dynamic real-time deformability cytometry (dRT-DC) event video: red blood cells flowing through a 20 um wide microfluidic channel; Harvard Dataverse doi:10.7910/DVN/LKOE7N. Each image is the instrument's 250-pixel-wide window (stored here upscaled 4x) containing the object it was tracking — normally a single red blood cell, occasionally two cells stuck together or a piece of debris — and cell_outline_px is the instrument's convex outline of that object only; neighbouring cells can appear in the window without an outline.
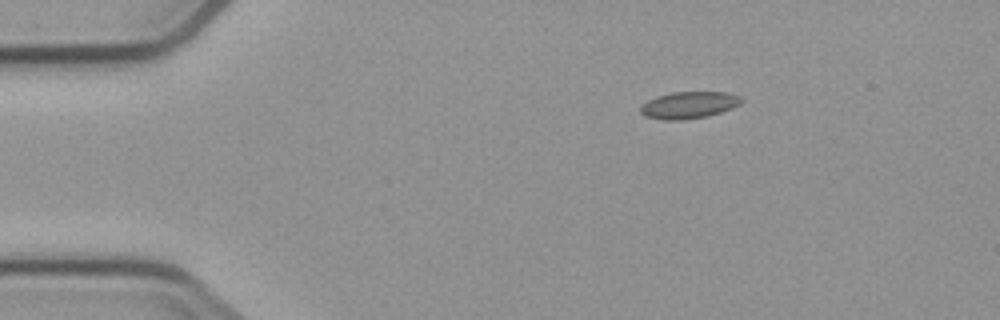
{"species": "common noctule bat (a hibernating species)", "species_latin": "Nyctalus noctula", "temperature_condition": "cold", "stored_images_in_passage": 3, "camera_frame_rate_fps": 3000, "um_per_image_px": 0.085, "animal": {"sex": "male", "body_mass_g": 23.1, "forearm_length_mm": 52.7}, "frame": {"image": 1, "passage_image": 1, "time_ms": 0.0, "image_size_px": [1000, 320], "cell_outline_px": [[744, 100], [740, 104], [720, 112], [708, 116], [680, 120], [664, 120], [644, 116], [640, 112], [640, 108], [648, 100], [656, 96], [672, 92], [728, 92], [740, 96]], "centroid_in_image_um": [58.55, 8.92], "position_along_channel_um": 26.4, "area_um2": 15.78}}
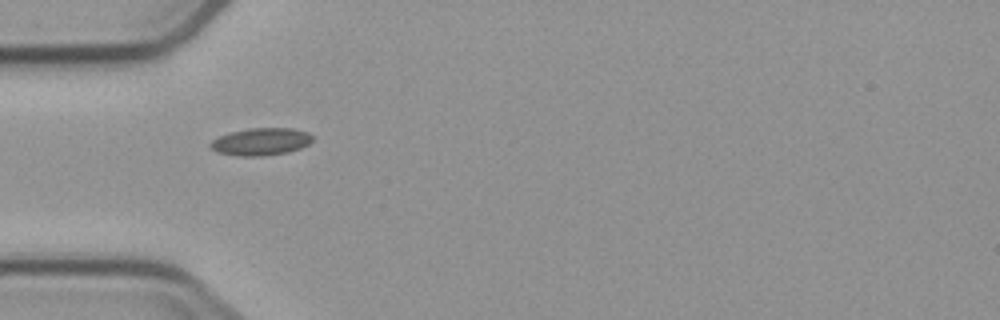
{"frame": {"image": 2, "passage_image": 3, "time_ms": 2.667, "image_size_px": [1000, 320], "cell_outline_px": [[312, 140], [308, 144], [300, 148], [288, 152], [264, 156], [240, 156], [216, 152], [208, 144], [212, 140], [220, 136], [232, 132], [248, 128], [292, 128], [308, 132], [312, 136]], "centroid_in_image_um": [22.18, 12.04], "position_along_channel_um": 62.8, "area_um2": 16.24}}